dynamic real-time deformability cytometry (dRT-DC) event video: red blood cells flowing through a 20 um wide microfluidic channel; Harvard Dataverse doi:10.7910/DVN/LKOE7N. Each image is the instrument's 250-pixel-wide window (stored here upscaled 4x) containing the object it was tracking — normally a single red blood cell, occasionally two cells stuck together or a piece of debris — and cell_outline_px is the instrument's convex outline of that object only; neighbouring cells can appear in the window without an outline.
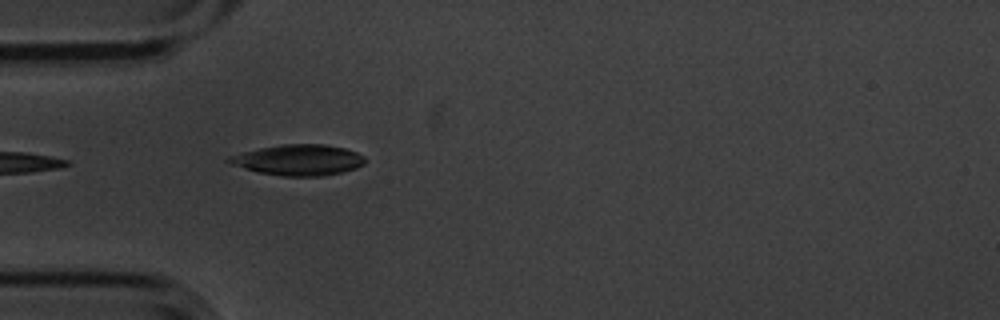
{"species": "common noctule bat (a hibernating species)", "species_latin": "Nyctalus noctula", "temperature_condition": "cold", "stored_images_in_passage": 6, "camera_frame_rate_fps": 3000, "um_per_image_px": 0.085, "animal": {"sex": "male", "body_mass_g": 20.1, "forearm_length_mm": 53.5}, "frame": {"image": 1, "passage_image": 4, "time_ms": 1.0, "image_size_px": [1000, 320], "cell_outline_px": [[364, 164], [356, 168], [344, 172], [324, 176], [284, 176], [260, 172], [228, 164], [224, 160], [228, 156], [260, 148], [280, 144], [324, 144], [344, 148], [356, 152], [364, 156]], "centroid_in_image_um": [25.36, 13.6], "position_along_channel_um": 59.6, "area_um2": 24.45}}
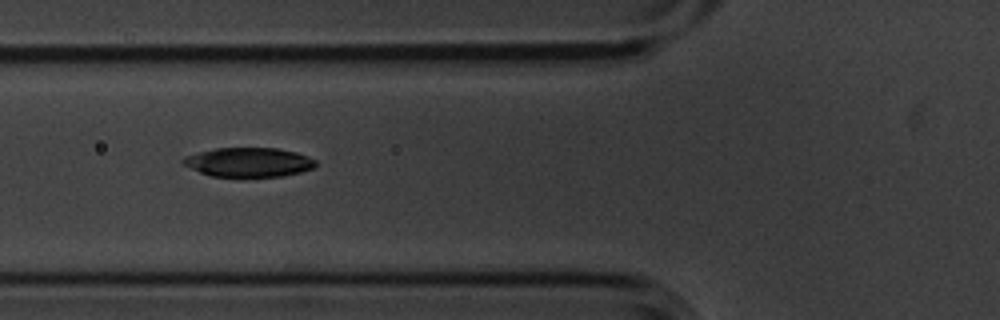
{"frame": {"image": 2, "passage_image": 5, "time_ms": 1.333, "image_size_px": [1000, 320], "cell_outline_px": [[316, 164], [312, 168], [300, 172], [284, 176], [212, 176], [200, 172], [180, 164], [180, 160], [184, 156], [216, 148], [276, 148], [296, 152], [308, 156], [316, 160]], "centroid_in_image_um": [21.11, 13.78], "position_along_channel_um": 104.7, "area_um2": 22.54}}
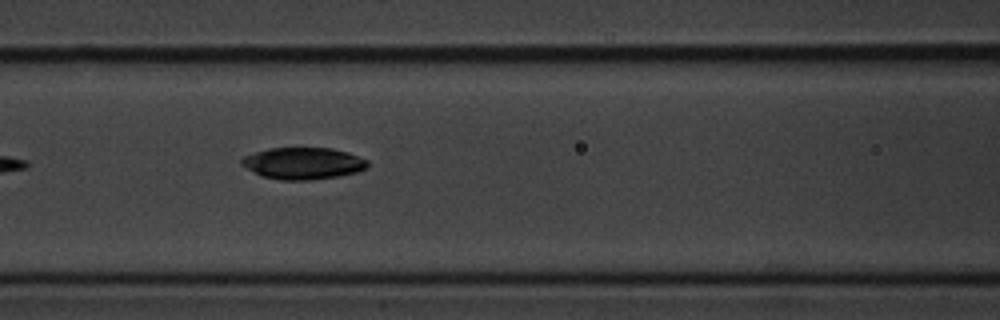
{"frame": {"image": 3, "passage_image": 6, "time_ms": 1.667, "image_size_px": [1000, 320], "cell_outline_px": [[368, 168], [356, 172], [340, 176], [312, 180], [280, 180], [260, 176], [240, 164], [240, 160], [244, 156], [252, 152], [268, 148], [332, 148], [348, 152], [368, 160]], "centroid_in_image_um": [25.75, 13.88], "position_along_channel_um": 140.9, "area_um2": 23.64}}